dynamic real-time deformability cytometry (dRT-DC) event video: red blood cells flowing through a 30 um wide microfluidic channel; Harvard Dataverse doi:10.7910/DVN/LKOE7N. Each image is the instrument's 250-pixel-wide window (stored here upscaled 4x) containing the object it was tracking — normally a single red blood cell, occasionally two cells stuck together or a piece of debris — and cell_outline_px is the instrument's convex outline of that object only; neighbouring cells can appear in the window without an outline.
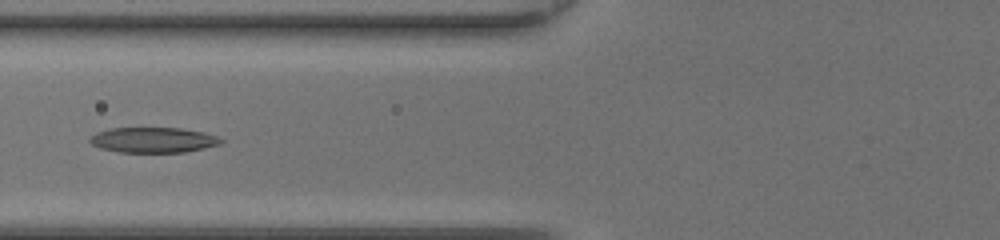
{"species": "common noctule bat (a hibernating species)", "species_latin": "Nyctalus noctula", "temperature_condition": "room temperature", "stored_images_in_passage": 49, "camera_frame_rate_fps": 3000, "um_per_image_px": 0.085, "animal": {"sex": "female", "body_mass_g": 20.0, "forearm_length_mm": 54.0}, "frame": {"image": 1, "passage_image": 22, "time_ms": 7.0, "image_size_px": [1000, 240], "cell_outline_px": [[224, 140], [220, 144], [204, 148], [184, 152], [120, 152], [100, 148], [92, 144], [88, 140], [88, 136], [96, 132], [108, 128], [180, 128], [204, 132], [216, 136]], "centroid_in_image_um": [12.98, 11.89], "position_along_channel_um": 112.8, "area_um2": 19.42}}
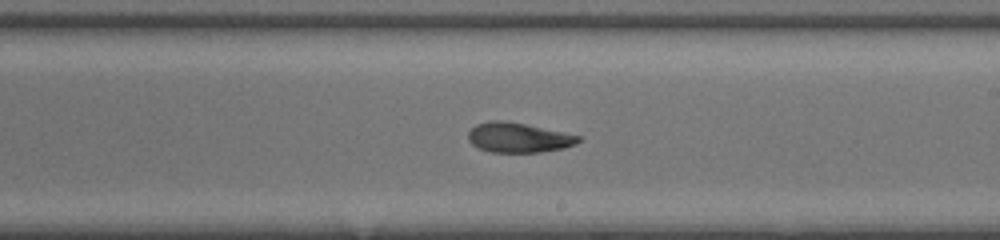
{"frame": {"image": 2, "passage_image": 31, "time_ms": 10.0, "image_size_px": [1000, 240], "cell_outline_px": [[580, 140], [576, 144], [564, 148], [540, 152], [492, 152], [480, 148], [472, 144], [468, 140], [468, 132], [476, 124], [488, 120], [504, 120], [564, 132], [580, 136]], "centroid_in_image_um": [44.05, 11.69], "position_along_channel_um": 245.0, "area_um2": 19.07}}
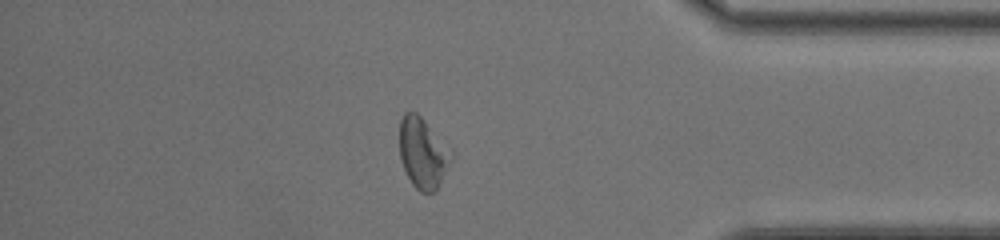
{"frame": {"image": 3, "passage_image": 43, "time_ms": 14.0, "image_size_px": [1000, 240], "cell_outline_px": [[452, 160], [436, 188], [432, 192], [420, 192], [412, 184], [404, 168], [400, 156], [400, 120], [404, 112], [416, 112], [452, 148]], "centroid_in_image_um": [35.95, 12.97], "position_along_channel_um": 399.2, "area_um2": 21.1}, "authors_computed_cell_mechanics": {"area_um2": 20.5768, "velocity_mm_per_s": 4.3965, "shape_relaxation_time_tau1_ms": 4.7113, "shape_relaxation_time_tau2_ms": 3.4307, "deformation_change_tau1": 0.1834, "deformation_change_tau2": 0.1245}}